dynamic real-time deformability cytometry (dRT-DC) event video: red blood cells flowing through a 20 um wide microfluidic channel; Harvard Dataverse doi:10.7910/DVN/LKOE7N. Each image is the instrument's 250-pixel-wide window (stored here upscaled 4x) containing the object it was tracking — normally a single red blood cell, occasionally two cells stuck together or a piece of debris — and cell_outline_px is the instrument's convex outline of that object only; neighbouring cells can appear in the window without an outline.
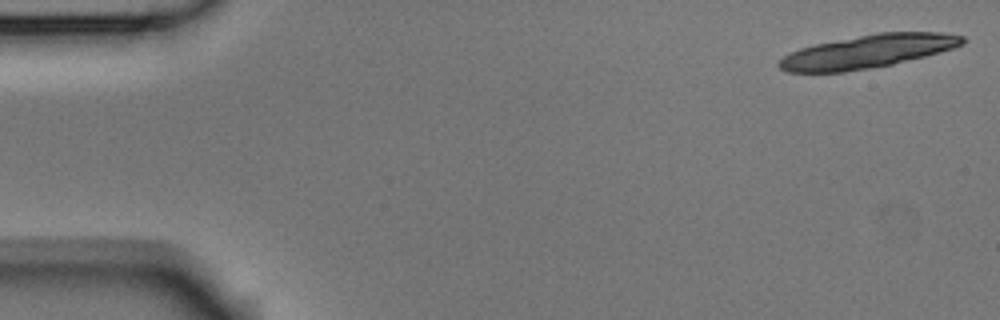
{"species": "Egyptian fruit bat (a non-hibernating species)", "species_latin": "Rousettus aegyptiacus", "temperature_condition": "room temperature", "stored_images_in_passage": 6, "camera_frame_rate_fps": 3000, "um_per_image_px": 0.085, "animal": {"sex": "male"}, "frame": {"image": 1, "passage_image": 1, "time_ms": 0.0, "image_size_px": [1000, 320], "cell_outline_px": [[968, 40], [964, 44], [940, 52], [892, 64], [872, 68], [844, 72], [784, 72], [776, 64], [784, 56], [800, 48], [816, 44], [876, 32], [940, 32], [964, 36]], "centroid_in_image_um": [73.77, 4.37], "position_along_channel_um": 11.2, "area_um2": 35.43}}